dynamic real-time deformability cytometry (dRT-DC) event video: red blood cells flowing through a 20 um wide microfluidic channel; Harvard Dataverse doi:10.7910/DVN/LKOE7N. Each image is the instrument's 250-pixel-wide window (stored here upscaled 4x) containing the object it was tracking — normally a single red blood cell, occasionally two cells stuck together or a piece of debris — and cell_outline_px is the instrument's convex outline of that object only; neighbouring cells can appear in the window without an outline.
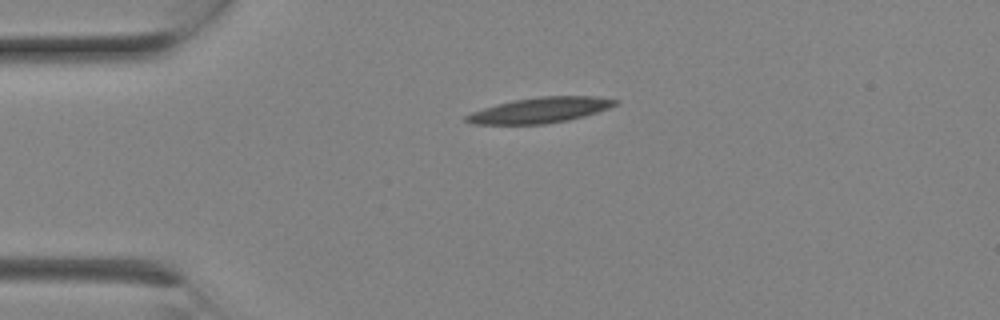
{"species": "Egyptian fruit bat (a non-hibernating species)", "species_latin": "Rousettus aegyptiacus", "temperature_condition": "room temperature", "stored_images_in_passage": 4, "camera_frame_rate_fps": 3000, "um_per_image_px": 0.085, "animal": {"sex": "female"}, "frame": {"image": 1, "passage_image": 1, "time_ms": 0.0, "image_size_px": [1000, 320], "cell_outline_px": [[620, 100], [616, 104], [608, 108], [584, 116], [568, 120], [544, 124], [472, 124], [464, 120], [464, 116], [472, 112], [496, 104], [516, 100], [540, 96], [600, 96]], "centroid_in_image_um": [45.92, 9.36], "position_along_channel_um": 39.1, "area_um2": 22.02}}
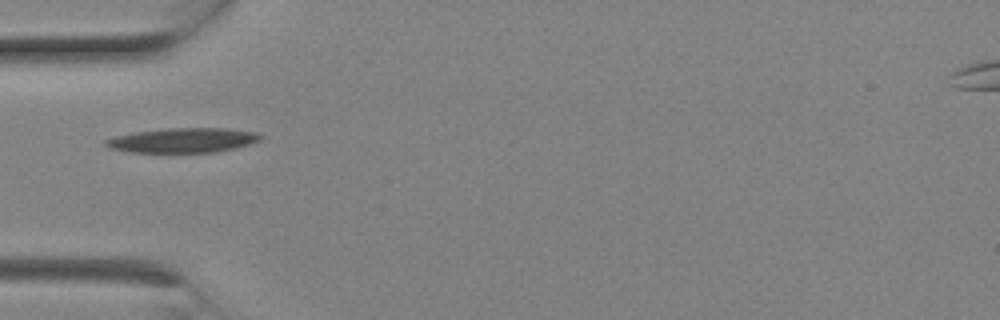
{"frame": {"image": 2, "passage_image": 3, "time_ms": 0.667, "image_size_px": [1000, 320], "cell_outline_px": [[264, 136], [260, 140], [252, 144], [216, 152], [132, 152], [112, 148], [104, 144], [104, 140], [116, 136], [136, 132], [168, 128], [228, 128], [256, 132]], "centroid_in_image_um": [15.62, 11.92], "position_along_channel_um": 69.4, "area_um2": 22.14}}